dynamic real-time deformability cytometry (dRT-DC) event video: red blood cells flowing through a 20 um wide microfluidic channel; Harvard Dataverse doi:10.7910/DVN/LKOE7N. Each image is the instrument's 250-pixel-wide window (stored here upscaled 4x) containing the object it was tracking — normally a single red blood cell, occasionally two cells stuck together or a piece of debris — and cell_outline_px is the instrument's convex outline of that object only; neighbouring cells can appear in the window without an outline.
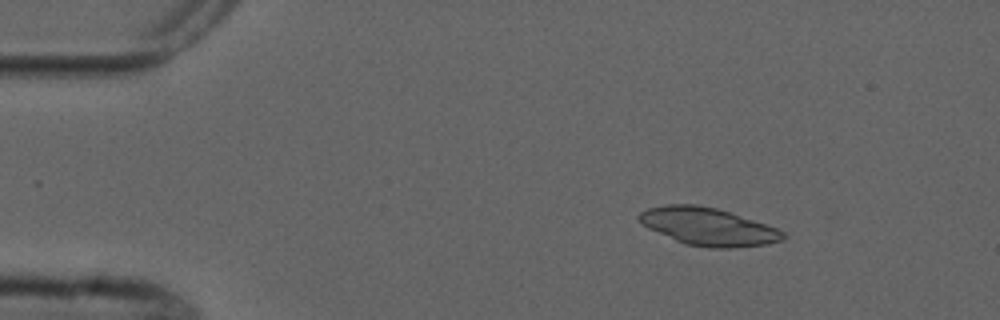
{"species": "common noctule bat (a hibernating species)", "species_latin": "Nyctalus noctula", "temperature_condition": "cold", "stored_images_in_passage": 3, "camera_frame_rate_fps": 3000, "um_per_image_px": 0.085, "animal": {"sex": "male", "forearm_length_mm": 52.5}, "frame": {"image": 1, "passage_image": 1, "time_ms": 0.0, "image_size_px": [1000, 320], "cell_outline_px": [[788, 236], [780, 240], [768, 244], [732, 248], [712, 248], [684, 244], [648, 228], [636, 216], [640, 212], [648, 208], [668, 204], [696, 204], [716, 208], [776, 228], [784, 232]], "centroid_in_image_um": [60.17, 19.27], "position_along_channel_um": 24.8, "area_um2": 31.27}}